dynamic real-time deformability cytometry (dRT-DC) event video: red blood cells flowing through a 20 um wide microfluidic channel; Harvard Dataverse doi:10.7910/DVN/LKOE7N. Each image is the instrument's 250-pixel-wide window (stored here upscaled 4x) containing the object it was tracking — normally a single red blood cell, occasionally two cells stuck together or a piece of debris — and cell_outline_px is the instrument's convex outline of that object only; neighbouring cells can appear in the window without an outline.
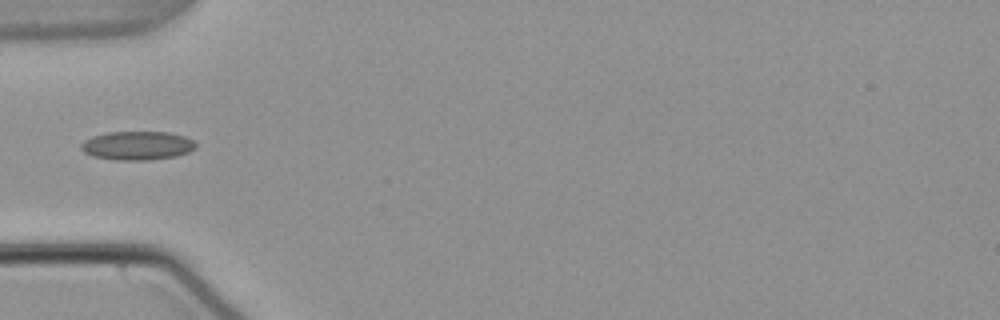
{"species": "common noctule bat (a hibernating species)", "species_latin": "Nyctalus noctula", "temperature_condition": "warm", "stored_images_in_passage": 36, "camera_frame_rate_fps": 3000, "um_per_image_px": 0.085, "animal": {"sex": "male", "body_mass_g": 21.5, "forearm_length_mm": 52.0}, "frame": {"image": 1, "passage_image": 1, "time_ms": 0.0, "image_size_px": [1000, 320], "cell_outline_px": [[196, 148], [188, 152], [176, 156], [148, 160], [116, 160], [92, 156], [84, 152], [80, 148], [80, 144], [84, 140], [92, 136], [108, 132], [168, 132], [184, 136], [192, 140], [196, 144]], "centroid_in_image_um": [11.64, 12.37], "position_along_channel_um": 73.4, "area_um2": 19.25}}
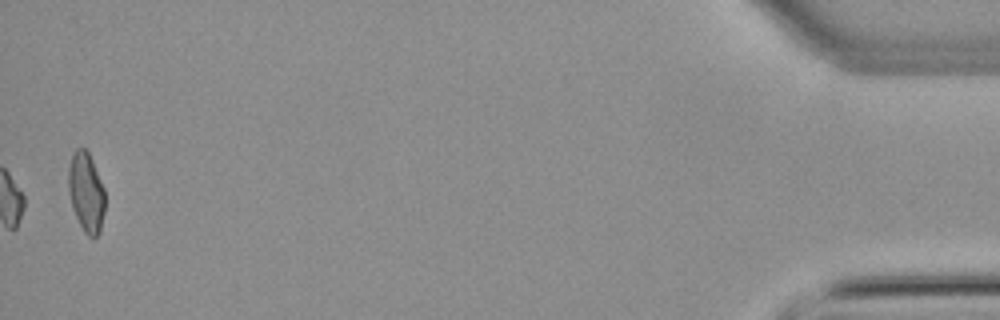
{"frame": {"image": 2, "passage_image": 36, "time_ms": 11.667, "image_size_px": [1000, 320], "cell_outline_px": [[104, 212], [100, 232], [96, 236], [88, 236], [84, 232], [76, 216], [72, 204], [68, 188], [68, 168], [72, 156], [76, 148], [84, 148], [88, 152], [92, 160], [104, 188]], "centroid_in_image_um": [7.32, 16.33], "position_along_channel_um": 427.9, "area_um2": 16.7}}